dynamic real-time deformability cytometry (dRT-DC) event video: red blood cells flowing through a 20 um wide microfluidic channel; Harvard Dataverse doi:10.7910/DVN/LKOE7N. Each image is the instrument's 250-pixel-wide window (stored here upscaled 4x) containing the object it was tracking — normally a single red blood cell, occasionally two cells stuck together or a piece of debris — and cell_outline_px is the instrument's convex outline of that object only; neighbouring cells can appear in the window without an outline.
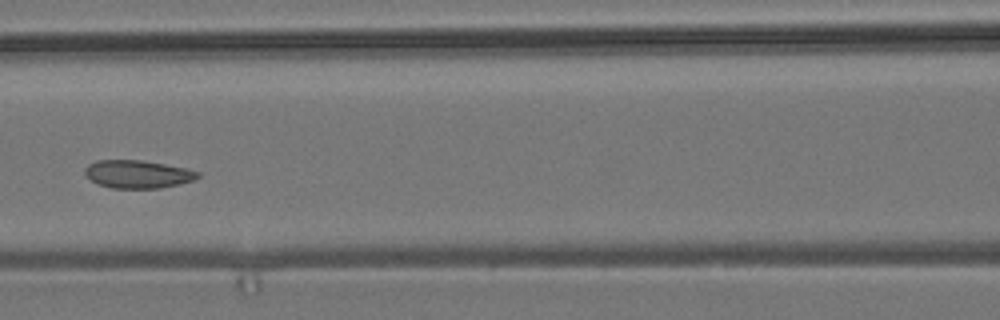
{"species": "common noctule bat (a hibernating species)", "species_latin": "Nyctalus noctula", "temperature_condition": "room temperature", "stored_images_in_passage": 8, "camera_frame_rate_fps": 3000, "um_per_image_px": 0.085, "animal": {"sex": "male", "body_mass_g": 19.2, "forearm_length_mm": 51.8}, "frame": {"image": 1, "passage_image": 6, "time_ms": 5.667, "image_size_px": [1000, 320], "cell_outline_px": [[200, 176], [192, 180], [180, 184], [160, 188], [112, 188], [100, 184], [92, 180], [84, 172], [84, 168], [88, 164], [96, 160], [140, 160], [164, 164], [184, 168], [200, 172]], "centroid_in_image_um": [11.7, 14.8], "position_along_channel_um": 154.9, "area_um2": 18.21}}
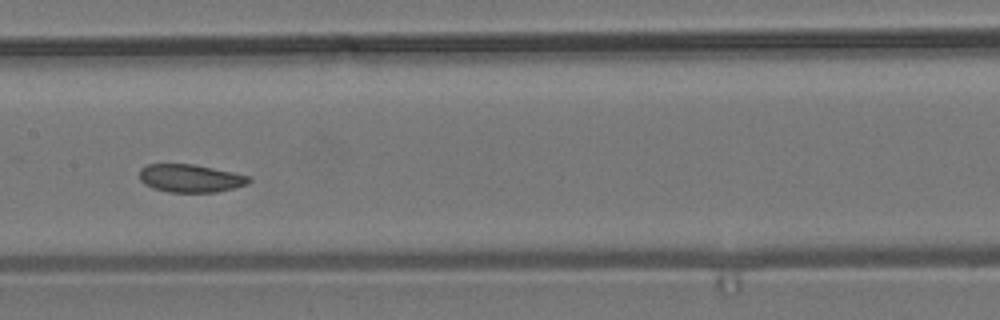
{"frame": {"image": 2, "passage_image": 7, "time_ms": 6.667, "image_size_px": [1000, 320], "cell_outline_px": [[252, 180], [248, 184], [216, 192], [168, 192], [152, 188], [144, 184], [140, 180], [140, 168], [148, 164], [192, 164], [232, 172], [248, 176]], "centroid_in_image_um": [16.15, 15.16], "position_along_channel_um": 191.2, "area_um2": 17.74}}
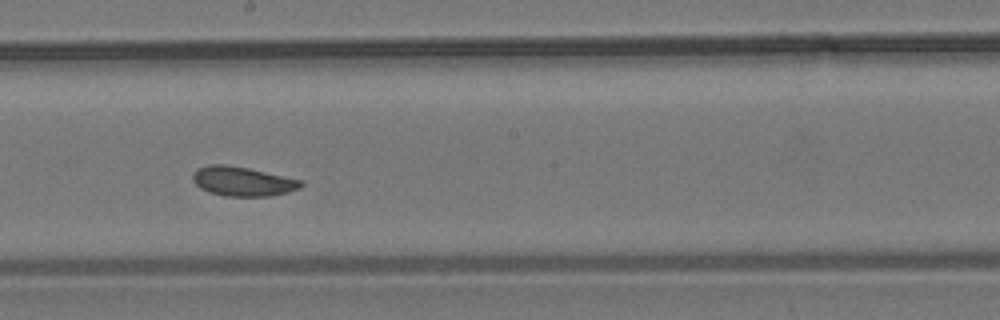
{"frame": {"image": 3, "passage_image": 8, "time_ms": 7.667, "image_size_px": [1000, 320], "cell_outline_px": [[304, 184], [300, 188], [288, 192], [272, 196], [224, 196], [208, 192], [200, 188], [192, 180], [192, 172], [196, 168], [208, 164], [224, 164], [248, 168], [304, 180]], "centroid_in_image_um": [20.61, 15.41], "position_along_channel_um": 227.6, "area_um2": 18.84}}